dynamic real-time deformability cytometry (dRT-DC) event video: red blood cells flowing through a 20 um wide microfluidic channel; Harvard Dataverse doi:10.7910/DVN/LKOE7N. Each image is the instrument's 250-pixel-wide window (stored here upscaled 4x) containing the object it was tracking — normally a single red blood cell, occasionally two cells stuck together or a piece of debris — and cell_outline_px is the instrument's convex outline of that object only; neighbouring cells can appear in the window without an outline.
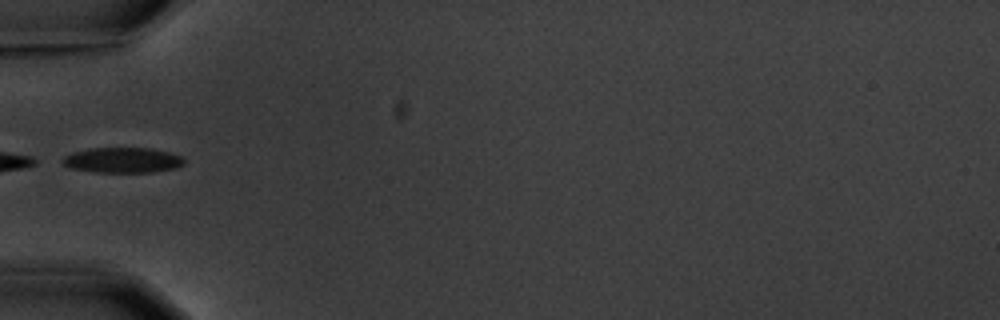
{"species": "common noctule bat (a hibernating species)", "species_latin": "Nyctalus noctula", "temperature_condition": "warm", "stored_images_in_passage": 6, "camera_frame_rate_fps": 3000, "um_per_image_px": 0.085, "animal": {"sex": "male", "body_mass_g": 20.1, "forearm_length_mm": 53.5}, "frame": {"image": 1, "passage_image": 1, "time_ms": 0.0, "image_size_px": [1000, 320], "cell_outline_px": [[184, 164], [176, 168], [152, 172], [92, 172], [72, 168], [64, 164], [60, 160], [64, 156], [72, 152], [88, 148], [152, 148], [184, 156]], "centroid_in_image_um": [10.42, 13.61], "position_along_channel_um": 74.6, "area_um2": 18.09}}